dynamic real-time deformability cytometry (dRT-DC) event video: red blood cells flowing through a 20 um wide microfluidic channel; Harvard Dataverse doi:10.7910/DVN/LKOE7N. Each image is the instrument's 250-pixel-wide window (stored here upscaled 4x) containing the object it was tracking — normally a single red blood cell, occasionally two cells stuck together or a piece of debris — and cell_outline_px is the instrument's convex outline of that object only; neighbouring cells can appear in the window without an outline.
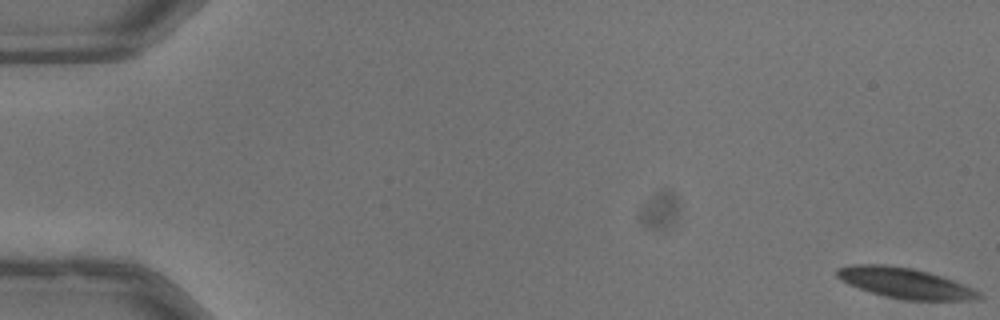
{"species": "common noctule bat (a hibernating species)", "species_latin": "Nyctalus noctula", "temperature_condition": "warm", "stored_images_in_passage": 54, "camera_frame_rate_fps": 3000, "um_per_image_px": 0.085, "animal": {"sex": "male", "body_mass_g": 13.3}, "frame": {"image": 1, "passage_image": 1, "time_ms": 0.0, "image_size_px": [1000, 320], "cell_outline_px": [[980, 296], [972, 300], [904, 300], [884, 296], [848, 284], [840, 280], [836, 276], [836, 272], [840, 268], [856, 264], [880, 264], [912, 268], [928, 272], [952, 280], [976, 292]], "centroid_in_image_um": [76.83, 24.06], "position_along_channel_um": 8.2, "area_um2": 24.45}}
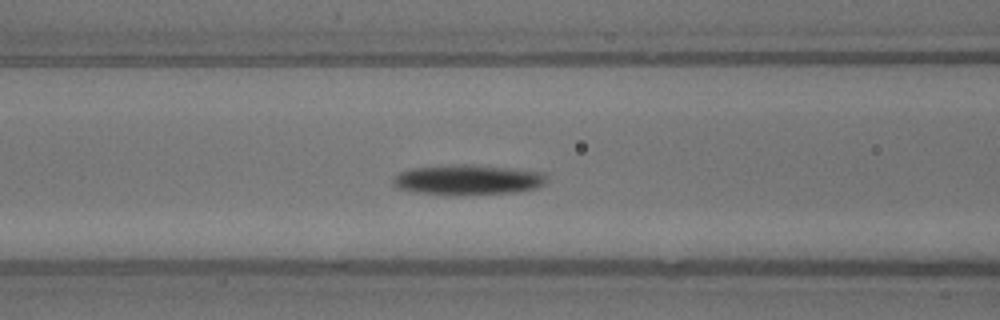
{"frame": {"image": 2, "passage_image": 23, "time_ms": 7.333, "image_size_px": [1000, 320], "cell_outline_px": [[544, 184], [536, 188], [512, 192], [448, 196], [416, 192], [396, 188], [392, 184], [392, 180], [400, 172], [412, 168], [464, 164], [516, 168], [544, 172]], "centroid_in_image_um": [39.73, 15.29], "position_along_channel_um": 126.9, "area_um2": 27.05}}
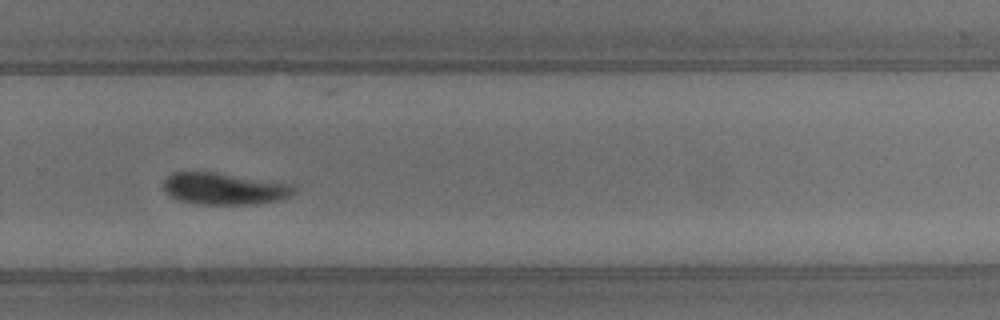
{"frame": {"image": 3, "passage_image": 37, "time_ms": 12.0, "image_size_px": [1000, 320], "cell_outline_px": [[296, 192], [280, 200], [256, 204], [196, 204], [180, 200], [168, 196], [164, 192], [164, 180], [172, 172], [216, 172], [292, 184], [296, 188]], "centroid_in_image_um": [19.05, 16.04], "position_along_channel_um": 310.8, "area_um2": 24.28}, "authors_computed_cell_mechanics": {"area_um2": 24.4783, "velocity_mm_per_s": 3.9611, "shape_relaxation_time_tau1_ms": 2.5657, "shape_relaxation_time_tau2_ms": null, "deformation_change_tau1": 0.1239, "deformation_change_tau2": null}}